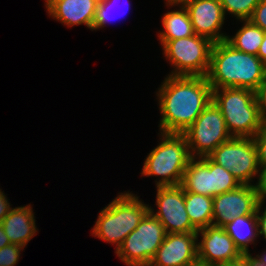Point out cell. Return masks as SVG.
Instances as JSON below:
<instances>
[{"label":"cell","instance_id":"obj_18","mask_svg":"<svg viewBox=\"0 0 266 266\" xmlns=\"http://www.w3.org/2000/svg\"><path fill=\"white\" fill-rule=\"evenodd\" d=\"M243 255H250L249 243L253 244L259 235L256 215L238 216L223 226Z\"/></svg>","mask_w":266,"mask_h":266},{"label":"cell","instance_id":"obj_31","mask_svg":"<svg viewBox=\"0 0 266 266\" xmlns=\"http://www.w3.org/2000/svg\"><path fill=\"white\" fill-rule=\"evenodd\" d=\"M5 196L6 195L0 189V223L12 210V208L10 207V203L8 202L7 197Z\"/></svg>","mask_w":266,"mask_h":266},{"label":"cell","instance_id":"obj_34","mask_svg":"<svg viewBox=\"0 0 266 266\" xmlns=\"http://www.w3.org/2000/svg\"><path fill=\"white\" fill-rule=\"evenodd\" d=\"M11 244L8 236L5 234L2 224L0 223V249Z\"/></svg>","mask_w":266,"mask_h":266},{"label":"cell","instance_id":"obj_36","mask_svg":"<svg viewBox=\"0 0 266 266\" xmlns=\"http://www.w3.org/2000/svg\"><path fill=\"white\" fill-rule=\"evenodd\" d=\"M166 4H168L169 6H178L179 4L182 6H184L186 3L193 1V0H166Z\"/></svg>","mask_w":266,"mask_h":266},{"label":"cell","instance_id":"obj_8","mask_svg":"<svg viewBox=\"0 0 266 266\" xmlns=\"http://www.w3.org/2000/svg\"><path fill=\"white\" fill-rule=\"evenodd\" d=\"M208 157L224 167L241 185H252V178L260 173L257 148L251 137H232L220 144Z\"/></svg>","mask_w":266,"mask_h":266},{"label":"cell","instance_id":"obj_17","mask_svg":"<svg viewBox=\"0 0 266 266\" xmlns=\"http://www.w3.org/2000/svg\"><path fill=\"white\" fill-rule=\"evenodd\" d=\"M192 157L186 167L181 186L184 192L211 197V159L208 156Z\"/></svg>","mask_w":266,"mask_h":266},{"label":"cell","instance_id":"obj_27","mask_svg":"<svg viewBox=\"0 0 266 266\" xmlns=\"http://www.w3.org/2000/svg\"><path fill=\"white\" fill-rule=\"evenodd\" d=\"M249 20L266 32V0H260Z\"/></svg>","mask_w":266,"mask_h":266},{"label":"cell","instance_id":"obj_19","mask_svg":"<svg viewBox=\"0 0 266 266\" xmlns=\"http://www.w3.org/2000/svg\"><path fill=\"white\" fill-rule=\"evenodd\" d=\"M162 24L165 31L160 32L158 36L162 46L169 40L186 38L195 34L190 16L184 6H180L178 11L165 13Z\"/></svg>","mask_w":266,"mask_h":266},{"label":"cell","instance_id":"obj_23","mask_svg":"<svg viewBox=\"0 0 266 266\" xmlns=\"http://www.w3.org/2000/svg\"><path fill=\"white\" fill-rule=\"evenodd\" d=\"M260 0H220L224 14H233L238 20H249Z\"/></svg>","mask_w":266,"mask_h":266},{"label":"cell","instance_id":"obj_25","mask_svg":"<svg viewBox=\"0 0 266 266\" xmlns=\"http://www.w3.org/2000/svg\"><path fill=\"white\" fill-rule=\"evenodd\" d=\"M24 247L18 244H9L0 249V266H15Z\"/></svg>","mask_w":266,"mask_h":266},{"label":"cell","instance_id":"obj_5","mask_svg":"<svg viewBox=\"0 0 266 266\" xmlns=\"http://www.w3.org/2000/svg\"><path fill=\"white\" fill-rule=\"evenodd\" d=\"M161 142L146 157L143 176H161L156 186L181 185L186 167L192 158L183 133L161 132Z\"/></svg>","mask_w":266,"mask_h":266},{"label":"cell","instance_id":"obj_13","mask_svg":"<svg viewBox=\"0 0 266 266\" xmlns=\"http://www.w3.org/2000/svg\"><path fill=\"white\" fill-rule=\"evenodd\" d=\"M184 7L195 34L207 37L213 43L226 40L227 36L220 32L225 20L220 0H193Z\"/></svg>","mask_w":266,"mask_h":266},{"label":"cell","instance_id":"obj_20","mask_svg":"<svg viewBox=\"0 0 266 266\" xmlns=\"http://www.w3.org/2000/svg\"><path fill=\"white\" fill-rule=\"evenodd\" d=\"M185 209L191 224L197 230L212 225L213 197L185 192Z\"/></svg>","mask_w":266,"mask_h":266},{"label":"cell","instance_id":"obj_32","mask_svg":"<svg viewBox=\"0 0 266 266\" xmlns=\"http://www.w3.org/2000/svg\"><path fill=\"white\" fill-rule=\"evenodd\" d=\"M216 266H250V255H243L238 260L218 264Z\"/></svg>","mask_w":266,"mask_h":266},{"label":"cell","instance_id":"obj_11","mask_svg":"<svg viewBox=\"0 0 266 266\" xmlns=\"http://www.w3.org/2000/svg\"><path fill=\"white\" fill-rule=\"evenodd\" d=\"M258 203L256 185H240L235 190L214 196L212 225L223 227L238 216L256 215Z\"/></svg>","mask_w":266,"mask_h":266},{"label":"cell","instance_id":"obj_7","mask_svg":"<svg viewBox=\"0 0 266 266\" xmlns=\"http://www.w3.org/2000/svg\"><path fill=\"white\" fill-rule=\"evenodd\" d=\"M166 234L162 223L148 211L115 253L127 266H149Z\"/></svg>","mask_w":266,"mask_h":266},{"label":"cell","instance_id":"obj_3","mask_svg":"<svg viewBox=\"0 0 266 266\" xmlns=\"http://www.w3.org/2000/svg\"><path fill=\"white\" fill-rule=\"evenodd\" d=\"M212 101L221 110L232 137H251L262 128L256 92L246 88L212 89Z\"/></svg>","mask_w":266,"mask_h":266},{"label":"cell","instance_id":"obj_4","mask_svg":"<svg viewBox=\"0 0 266 266\" xmlns=\"http://www.w3.org/2000/svg\"><path fill=\"white\" fill-rule=\"evenodd\" d=\"M149 211V205L133 193H121L98 215L92 234L107 243L116 244V250L124 239L140 223Z\"/></svg>","mask_w":266,"mask_h":266},{"label":"cell","instance_id":"obj_28","mask_svg":"<svg viewBox=\"0 0 266 266\" xmlns=\"http://www.w3.org/2000/svg\"><path fill=\"white\" fill-rule=\"evenodd\" d=\"M261 122L266 125V82L256 92Z\"/></svg>","mask_w":266,"mask_h":266},{"label":"cell","instance_id":"obj_14","mask_svg":"<svg viewBox=\"0 0 266 266\" xmlns=\"http://www.w3.org/2000/svg\"><path fill=\"white\" fill-rule=\"evenodd\" d=\"M197 232L168 233L149 266H182L198 259Z\"/></svg>","mask_w":266,"mask_h":266},{"label":"cell","instance_id":"obj_21","mask_svg":"<svg viewBox=\"0 0 266 266\" xmlns=\"http://www.w3.org/2000/svg\"><path fill=\"white\" fill-rule=\"evenodd\" d=\"M243 25L235 36H227L226 41L236 50L257 56L265 32L250 20H244Z\"/></svg>","mask_w":266,"mask_h":266},{"label":"cell","instance_id":"obj_33","mask_svg":"<svg viewBox=\"0 0 266 266\" xmlns=\"http://www.w3.org/2000/svg\"><path fill=\"white\" fill-rule=\"evenodd\" d=\"M257 56L266 65V32L263 41L259 47Z\"/></svg>","mask_w":266,"mask_h":266},{"label":"cell","instance_id":"obj_9","mask_svg":"<svg viewBox=\"0 0 266 266\" xmlns=\"http://www.w3.org/2000/svg\"><path fill=\"white\" fill-rule=\"evenodd\" d=\"M183 134L187 140L191 157L208 156L220 144L232 138L221 110L213 101Z\"/></svg>","mask_w":266,"mask_h":266},{"label":"cell","instance_id":"obj_1","mask_svg":"<svg viewBox=\"0 0 266 266\" xmlns=\"http://www.w3.org/2000/svg\"><path fill=\"white\" fill-rule=\"evenodd\" d=\"M157 96L160 131L183 133L212 101V88L206 76L168 75Z\"/></svg>","mask_w":266,"mask_h":266},{"label":"cell","instance_id":"obj_24","mask_svg":"<svg viewBox=\"0 0 266 266\" xmlns=\"http://www.w3.org/2000/svg\"><path fill=\"white\" fill-rule=\"evenodd\" d=\"M118 1L120 2L122 0H99L98 1L96 13H95V18H94L93 30H96V29H99L102 27L104 28L105 24L112 19L113 14L111 15V13H114L115 6L118 7L117 6ZM126 2H127V0H126ZM121 4H122V2H121ZM128 5H130V4L128 3ZM129 7L130 6H128L127 8L129 9ZM112 10H113V12H112Z\"/></svg>","mask_w":266,"mask_h":266},{"label":"cell","instance_id":"obj_38","mask_svg":"<svg viewBox=\"0 0 266 266\" xmlns=\"http://www.w3.org/2000/svg\"><path fill=\"white\" fill-rule=\"evenodd\" d=\"M250 266H259L256 262H254L251 258V254H250Z\"/></svg>","mask_w":266,"mask_h":266},{"label":"cell","instance_id":"obj_37","mask_svg":"<svg viewBox=\"0 0 266 266\" xmlns=\"http://www.w3.org/2000/svg\"><path fill=\"white\" fill-rule=\"evenodd\" d=\"M182 266H208L206 263H204L203 261L196 259L190 263L184 264Z\"/></svg>","mask_w":266,"mask_h":266},{"label":"cell","instance_id":"obj_16","mask_svg":"<svg viewBox=\"0 0 266 266\" xmlns=\"http://www.w3.org/2000/svg\"><path fill=\"white\" fill-rule=\"evenodd\" d=\"M1 224L11 244H18L22 247H26L37 232L34 213L30 205L12 208Z\"/></svg>","mask_w":266,"mask_h":266},{"label":"cell","instance_id":"obj_12","mask_svg":"<svg viewBox=\"0 0 266 266\" xmlns=\"http://www.w3.org/2000/svg\"><path fill=\"white\" fill-rule=\"evenodd\" d=\"M199 233L202 239L197 243L198 259L208 266L235 261L243 256L223 227L211 225L199 229L198 236Z\"/></svg>","mask_w":266,"mask_h":266},{"label":"cell","instance_id":"obj_22","mask_svg":"<svg viewBox=\"0 0 266 266\" xmlns=\"http://www.w3.org/2000/svg\"><path fill=\"white\" fill-rule=\"evenodd\" d=\"M240 185L231 172L211 160V197L235 190Z\"/></svg>","mask_w":266,"mask_h":266},{"label":"cell","instance_id":"obj_10","mask_svg":"<svg viewBox=\"0 0 266 266\" xmlns=\"http://www.w3.org/2000/svg\"><path fill=\"white\" fill-rule=\"evenodd\" d=\"M156 188V205L159 209L154 212L150 206L149 211L162 223L166 233L197 232L198 230L191 224L185 209V192L182 186Z\"/></svg>","mask_w":266,"mask_h":266},{"label":"cell","instance_id":"obj_15","mask_svg":"<svg viewBox=\"0 0 266 266\" xmlns=\"http://www.w3.org/2000/svg\"><path fill=\"white\" fill-rule=\"evenodd\" d=\"M99 0H45L48 14L68 27L85 24L93 29Z\"/></svg>","mask_w":266,"mask_h":266},{"label":"cell","instance_id":"obj_30","mask_svg":"<svg viewBox=\"0 0 266 266\" xmlns=\"http://www.w3.org/2000/svg\"><path fill=\"white\" fill-rule=\"evenodd\" d=\"M258 183H256L258 197L260 201L266 198V168L260 170Z\"/></svg>","mask_w":266,"mask_h":266},{"label":"cell","instance_id":"obj_6","mask_svg":"<svg viewBox=\"0 0 266 266\" xmlns=\"http://www.w3.org/2000/svg\"><path fill=\"white\" fill-rule=\"evenodd\" d=\"M213 44L207 37L197 34L167 41L162 46L164 55L175 68L170 75L206 76Z\"/></svg>","mask_w":266,"mask_h":266},{"label":"cell","instance_id":"obj_35","mask_svg":"<svg viewBox=\"0 0 266 266\" xmlns=\"http://www.w3.org/2000/svg\"><path fill=\"white\" fill-rule=\"evenodd\" d=\"M263 255H256V257H252V260L256 262L259 266H266V252Z\"/></svg>","mask_w":266,"mask_h":266},{"label":"cell","instance_id":"obj_26","mask_svg":"<svg viewBox=\"0 0 266 266\" xmlns=\"http://www.w3.org/2000/svg\"><path fill=\"white\" fill-rule=\"evenodd\" d=\"M253 139L257 148L260 169L266 168V125H262Z\"/></svg>","mask_w":266,"mask_h":266},{"label":"cell","instance_id":"obj_29","mask_svg":"<svg viewBox=\"0 0 266 266\" xmlns=\"http://www.w3.org/2000/svg\"><path fill=\"white\" fill-rule=\"evenodd\" d=\"M264 202L259 200V203L257 205L256 209V216L258 220V231L259 235H263L265 240H266V208L264 209V212H261L262 214L260 215V208L262 207V204Z\"/></svg>","mask_w":266,"mask_h":266},{"label":"cell","instance_id":"obj_2","mask_svg":"<svg viewBox=\"0 0 266 266\" xmlns=\"http://www.w3.org/2000/svg\"><path fill=\"white\" fill-rule=\"evenodd\" d=\"M206 78L212 89L236 87L257 92L266 82V65L258 56L236 50L224 40L212 46Z\"/></svg>","mask_w":266,"mask_h":266}]
</instances>
